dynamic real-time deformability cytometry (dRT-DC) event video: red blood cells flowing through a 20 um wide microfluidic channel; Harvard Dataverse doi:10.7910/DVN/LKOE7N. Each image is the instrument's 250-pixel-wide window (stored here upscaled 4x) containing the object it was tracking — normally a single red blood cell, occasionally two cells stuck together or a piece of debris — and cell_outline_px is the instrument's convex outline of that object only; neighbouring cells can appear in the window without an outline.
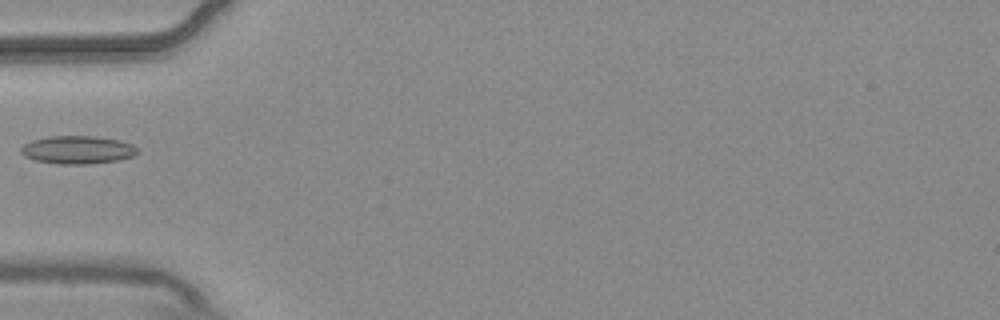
{"species": "common noctule bat (a hibernating species)", "species_latin": "Nyctalus noctula", "temperature_condition": "warm", "stored_images_in_passage": 3, "camera_frame_rate_fps": 3000, "um_per_image_px": 0.085, "animal": {"sex": "male", "body_mass_g": 20.4}, "frame": {"image": 1, "passage_image": 2, "time_ms": 0.333, "image_size_px": [1000, 320], "cell_outline_px": [[136, 152], [132, 156], [120, 160], [84, 164], [60, 164], [36, 160], [24, 156], [20, 152], [20, 148], [24, 144], [32, 140], [48, 136], [92, 136], [120, 140], [132, 144], [136, 148]], "centroid_in_image_um": [6.56, 12.73], "position_along_channel_um": 78.4, "area_um2": 18.9}}